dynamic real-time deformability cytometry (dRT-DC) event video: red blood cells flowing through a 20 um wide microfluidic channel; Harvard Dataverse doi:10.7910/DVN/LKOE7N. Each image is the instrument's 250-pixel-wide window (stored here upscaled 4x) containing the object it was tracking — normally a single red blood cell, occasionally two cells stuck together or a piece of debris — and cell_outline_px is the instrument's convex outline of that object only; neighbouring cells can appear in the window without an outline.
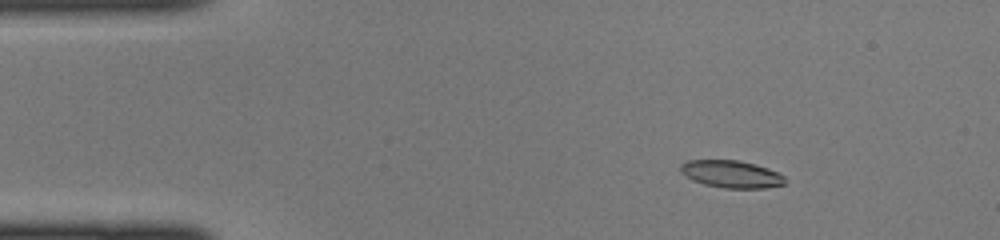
{"species": "common noctule bat (a hibernating species)", "species_latin": "Nyctalus noctula", "temperature_condition": "cold", "stored_images_in_passage": 39, "camera_frame_rate_fps": 3000, "um_per_image_px": 0.085, "animal": {"sex": "female", "body_mass_g": 22.0, "forearm_length_mm": 56.7}, "frame": {"image": 1, "passage_image": 1, "time_ms": 0.0, "image_size_px": [1000, 240], "cell_outline_px": [[784, 184], [764, 188], [724, 188], [704, 184], [692, 180], [680, 172], [680, 164], [688, 160], [740, 160], [756, 164], [768, 168], [784, 176]], "centroid_in_image_um": [62.13, 14.79], "position_along_channel_um": 22.9, "area_um2": 16.65}}
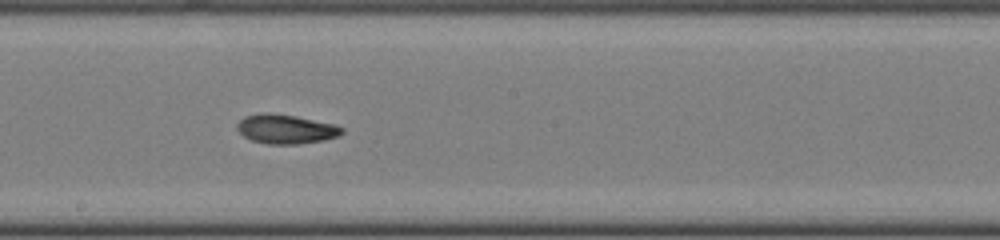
{"frame": {"image": 2, "passage_image": 19, "time_ms": 6.0, "image_size_px": [1000, 240], "cell_outline_px": [[344, 132], [340, 136], [324, 140], [296, 144], [268, 144], [252, 140], [244, 136], [236, 128], [236, 124], [244, 116], [260, 112], [268, 112], [296, 116], [336, 124], [344, 128]], "centroid_in_image_um": [24.31, 10.96], "position_along_channel_um": 223.9, "area_um2": 18.09}}
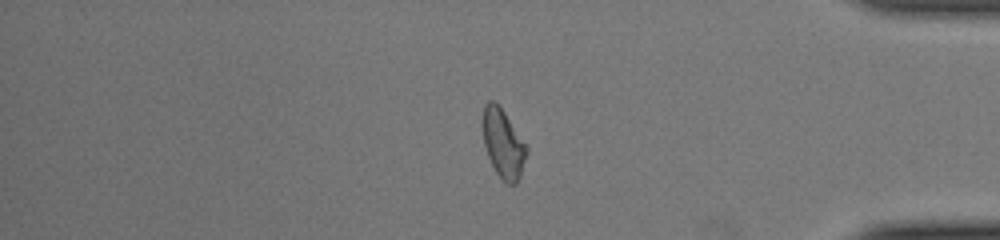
{"frame": {"image": 3, "passage_image": 32, "time_ms": 10.333, "image_size_px": [1000, 240], "cell_outline_px": [[528, 152], [520, 176], [516, 184], [504, 184], [496, 172], [488, 156], [484, 144], [480, 120], [484, 104], [488, 100], [492, 100], [504, 112], [528, 148]], "centroid_in_image_um": [42.73, 12.2], "position_along_channel_um": 392.5, "area_um2": 17.74}}